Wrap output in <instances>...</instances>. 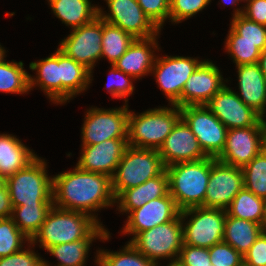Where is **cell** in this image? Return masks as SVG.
Instances as JSON below:
<instances>
[{
	"label": "cell",
	"mask_w": 266,
	"mask_h": 266,
	"mask_svg": "<svg viewBox=\"0 0 266 266\" xmlns=\"http://www.w3.org/2000/svg\"><path fill=\"white\" fill-rule=\"evenodd\" d=\"M243 187L242 168L225 164L212 157L204 208L226 210Z\"/></svg>",
	"instance_id": "obj_12"
},
{
	"label": "cell",
	"mask_w": 266,
	"mask_h": 266,
	"mask_svg": "<svg viewBox=\"0 0 266 266\" xmlns=\"http://www.w3.org/2000/svg\"><path fill=\"white\" fill-rule=\"evenodd\" d=\"M211 0H170L169 18L175 23L204 9Z\"/></svg>",
	"instance_id": "obj_40"
},
{
	"label": "cell",
	"mask_w": 266,
	"mask_h": 266,
	"mask_svg": "<svg viewBox=\"0 0 266 266\" xmlns=\"http://www.w3.org/2000/svg\"><path fill=\"white\" fill-rule=\"evenodd\" d=\"M10 195L6 185L0 189V219L10 218L12 215Z\"/></svg>",
	"instance_id": "obj_47"
},
{
	"label": "cell",
	"mask_w": 266,
	"mask_h": 266,
	"mask_svg": "<svg viewBox=\"0 0 266 266\" xmlns=\"http://www.w3.org/2000/svg\"><path fill=\"white\" fill-rule=\"evenodd\" d=\"M231 26L238 34V41L266 42V26L251 21L243 15L234 16Z\"/></svg>",
	"instance_id": "obj_38"
},
{
	"label": "cell",
	"mask_w": 266,
	"mask_h": 266,
	"mask_svg": "<svg viewBox=\"0 0 266 266\" xmlns=\"http://www.w3.org/2000/svg\"><path fill=\"white\" fill-rule=\"evenodd\" d=\"M135 40L121 28L102 20V55L109 59L111 65L116 62Z\"/></svg>",
	"instance_id": "obj_32"
},
{
	"label": "cell",
	"mask_w": 266,
	"mask_h": 266,
	"mask_svg": "<svg viewBox=\"0 0 266 266\" xmlns=\"http://www.w3.org/2000/svg\"><path fill=\"white\" fill-rule=\"evenodd\" d=\"M127 147V139H108L95 145L83 146L77 166L85 171L112 177Z\"/></svg>",
	"instance_id": "obj_20"
},
{
	"label": "cell",
	"mask_w": 266,
	"mask_h": 266,
	"mask_svg": "<svg viewBox=\"0 0 266 266\" xmlns=\"http://www.w3.org/2000/svg\"><path fill=\"white\" fill-rule=\"evenodd\" d=\"M168 266H182L178 261H172Z\"/></svg>",
	"instance_id": "obj_51"
},
{
	"label": "cell",
	"mask_w": 266,
	"mask_h": 266,
	"mask_svg": "<svg viewBox=\"0 0 266 266\" xmlns=\"http://www.w3.org/2000/svg\"><path fill=\"white\" fill-rule=\"evenodd\" d=\"M211 166L212 157H207L166 167L169 194L181 211L191 207H204Z\"/></svg>",
	"instance_id": "obj_2"
},
{
	"label": "cell",
	"mask_w": 266,
	"mask_h": 266,
	"mask_svg": "<svg viewBox=\"0 0 266 266\" xmlns=\"http://www.w3.org/2000/svg\"><path fill=\"white\" fill-rule=\"evenodd\" d=\"M143 12L160 29L164 20L169 18L170 0H136Z\"/></svg>",
	"instance_id": "obj_42"
},
{
	"label": "cell",
	"mask_w": 266,
	"mask_h": 266,
	"mask_svg": "<svg viewBox=\"0 0 266 266\" xmlns=\"http://www.w3.org/2000/svg\"><path fill=\"white\" fill-rule=\"evenodd\" d=\"M96 237L108 240L109 233L100 224L84 239L79 241L62 243L47 249L52 255L60 260L58 266H83L88 253L90 243Z\"/></svg>",
	"instance_id": "obj_27"
},
{
	"label": "cell",
	"mask_w": 266,
	"mask_h": 266,
	"mask_svg": "<svg viewBox=\"0 0 266 266\" xmlns=\"http://www.w3.org/2000/svg\"><path fill=\"white\" fill-rule=\"evenodd\" d=\"M53 179V206L88 214L115 201L112 180L108 175L85 171L76 166L73 172L58 174ZM56 203V204H55Z\"/></svg>",
	"instance_id": "obj_1"
},
{
	"label": "cell",
	"mask_w": 266,
	"mask_h": 266,
	"mask_svg": "<svg viewBox=\"0 0 266 266\" xmlns=\"http://www.w3.org/2000/svg\"><path fill=\"white\" fill-rule=\"evenodd\" d=\"M263 230L261 224L226 215L223 241L244 256Z\"/></svg>",
	"instance_id": "obj_26"
},
{
	"label": "cell",
	"mask_w": 266,
	"mask_h": 266,
	"mask_svg": "<svg viewBox=\"0 0 266 266\" xmlns=\"http://www.w3.org/2000/svg\"><path fill=\"white\" fill-rule=\"evenodd\" d=\"M110 14L103 15L99 9V17L107 23L126 31L135 39L156 36L160 30L143 12L136 0H106Z\"/></svg>",
	"instance_id": "obj_14"
},
{
	"label": "cell",
	"mask_w": 266,
	"mask_h": 266,
	"mask_svg": "<svg viewBox=\"0 0 266 266\" xmlns=\"http://www.w3.org/2000/svg\"><path fill=\"white\" fill-rule=\"evenodd\" d=\"M37 156L16 137L0 135V176L7 178L25 168Z\"/></svg>",
	"instance_id": "obj_25"
},
{
	"label": "cell",
	"mask_w": 266,
	"mask_h": 266,
	"mask_svg": "<svg viewBox=\"0 0 266 266\" xmlns=\"http://www.w3.org/2000/svg\"><path fill=\"white\" fill-rule=\"evenodd\" d=\"M210 262L215 266H242L243 256L224 241L209 248Z\"/></svg>",
	"instance_id": "obj_39"
},
{
	"label": "cell",
	"mask_w": 266,
	"mask_h": 266,
	"mask_svg": "<svg viewBox=\"0 0 266 266\" xmlns=\"http://www.w3.org/2000/svg\"><path fill=\"white\" fill-rule=\"evenodd\" d=\"M158 152L165 167L179 162L197 161L208 157L182 118L177 121Z\"/></svg>",
	"instance_id": "obj_17"
},
{
	"label": "cell",
	"mask_w": 266,
	"mask_h": 266,
	"mask_svg": "<svg viewBox=\"0 0 266 266\" xmlns=\"http://www.w3.org/2000/svg\"><path fill=\"white\" fill-rule=\"evenodd\" d=\"M226 47L236 65L240 66L258 63L261 51L266 48V42L238 41V34L230 28Z\"/></svg>",
	"instance_id": "obj_34"
},
{
	"label": "cell",
	"mask_w": 266,
	"mask_h": 266,
	"mask_svg": "<svg viewBox=\"0 0 266 266\" xmlns=\"http://www.w3.org/2000/svg\"><path fill=\"white\" fill-rule=\"evenodd\" d=\"M29 74L23 70V63H0V91L7 93H24L30 90Z\"/></svg>",
	"instance_id": "obj_35"
},
{
	"label": "cell",
	"mask_w": 266,
	"mask_h": 266,
	"mask_svg": "<svg viewBox=\"0 0 266 266\" xmlns=\"http://www.w3.org/2000/svg\"><path fill=\"white\" fill-rule=\"evenodd\" d=\"M239 98L262 117L266 105V78L258 63L237 66Z\"/></svg>",
	"instance_id": "obj_21"
},
{
	"label": "cell",
	"mask_w": 266,
	"mask_h": 266,
	"mask_svg": "<svg viewBox=\"0 0 266 266\" xmlns=\"http://www.w3.org/2000/svg\"><path fill=\"white\" fill-rule=\"evenodd\" d=\"M205 106L227 129L255 126L263 117L224 86Z\"/></svg>",
	"instance_id": "obj_16"
},
{
	"label": "cell",
	"mask_w": 266,
	"mask_h": 266,
	"mask_svg": "<svg viewBox=\"0 0 266 266\" xmlns=\"http://www.w3.org/2000/svg\"><path fill=\"white\" fill-rule=\"evenodd\" d=\"M244 188L266 199V147L242 167Z\"/></svg>",
	"instance_id": "obj_33"
},
{
	"label": "cell",
	"mask_w": 266,
	"mask_h": 266,
	"mask_svg": "<svg viewBox=\"0 0 266 266\" xmlns=\"http://www.w3.org/2000/svg\"><path fill=\"white\" fill-rule=\"evenodd\" d=\"M30 69L37 70L38 79L29 76L30 89L37 83L52 101L61 103V79L59 73V49L50 57L30 63ZM35 82V83H34Z\"/></svg>",
	"instance_id": "obj_29"
},
{
	"label": "cell",
	"mask_w": 266,
	"mask_h": 266,
	"mask_svg": "<svg viewBox=\"0 0 266 266\" xmlns=\"http://www.w3.org/2000/svg\"><path fill=\"white\" fill-rule=\"evenodd\" d=\"M201 62L189 57H165L156 59L152 69L160 88L171 104L181 108L182 89Z\"/></svg>",
	"instance_id": "obj_15"
},
{
	"label": "cell",
	"mask_w": 266,
	"mask_h": 266,
	"mask_svg": "<svg viewBox=\"0 0 266 266\" xmlns=\"http://www.w3.org/2000/svg\"><path fill=\"white\" fill-rule=\"evenodd\" d=\"M129 113L126 105L111 110L90 109L82 128L83 146L95 145L108 139H128Z\"/></svg>",
	"instance_id": "obj_11"
},
{
	"label": "cell",
	"mask_w": 266,
	"mask_h": 266,
	"mask_svg": "<svg viewBox=\"0 0 266 266\" xmlns=\"http://www.w3.org/2000/svg\"><path fill=\"white\" fill-rule=\"evenodd\" d=\"M180 212L174 198L168 193L164 197L151 200L132 210L123 232L136 235L176 219Z\"/></svg>",
	"instance_id": "obj_18"
},
{
	"label": "cell",
	"mask_w": 266,
	"mask_h": 266,
	"mask_svg": "<svg viewBox=\"0 0 266 266\" xmlns=\"http://www.w3.org/2000/svg\"><path fill=\"white\" fill-rule=\"evenodd\" d=\"M45 164L36 157L25 168L5 178L12 208L22 204H53V179L46 174Z\"/></svg>",
	"instance_id": "obj_6"
},
{
	"label": "cell",
	"mask_w": 266,
	"mask_h": 266,
	"mask_svg": "<svg viewBox=\"0 0 266 266\" xmlns=\"http://www.w3.org/2000/svg\"><path fill=\"white\" fill-rule=\"evenodd\" d=\"M5 185V178L0 176V189Z\"/></svg>",
	"instance_id": "obj_52"
},
{
	"label": "cell",
	"mask_w": 266,
	"mask_h": 266,
	"mask_svg": "<svg viewBox=\"0 0 266 266\" xmlns=\"http://www.w3.org/2000/svg\"><path fill=\"white\" fill-rule=\"evenodd\" d=\"M55 15L66 25L81 27L99 16V8L92 6L89 0H49Z\"/></svg>",
	"instance_id": "obj_28"
},
{
	"label": "cell",
	"mask_w": 266,
	"mask_h": 266,
	"mask_svg": "<svg viewBox=\"0 0 266 266\" xmlns=\"http://www.w3.org/2000/svg\"><path fill=\"white\" fill-rule=\"evenodd\" d=\"M111 74L117 75V77L119 76V79H120L117 81L116 86L113 81L112 82L108 81L110 83L108 85H109V91L112 94V97L124 98L132 94L134 90V86L131 81L130 82L128 81L129 80V78H127V76H129L128 74L124 73L121 70H118L113 64H112Z\"/></svg>",
	"instance_id": "obj_46"
},
{
	"label": "cell",
	"mask_w": 266,
	"mask_h": 266,
	"mask_svg": "<svg viewBox=\"0 0 266 266\" xmlns=\"http://www.w3.org/2000/svg\"><path fill=\"white\" fill-rule=\"evenodd\" d=\"M222 1H225L226 3H229V4H234V3H236V2H238V1H240V0H230V1H228L227 2V0H222Z\"/></svg>",
	"instance_id": "obj_53"
},
{
	"label": "cell",
	"mask_w": 266,
	"mask_h": 266,
	"mask_svg": "<svg viewBox=\"0 0 266 266\" xmlns=\"http://www.w3.org/2000/svg\"><path fill=\"white\" fill-rule=\"evenodd\" d=\"M130 243L147 259L156 263L157 259L177 256L183 245V224L179 215L165 224L137 233ZM177 254V255H176Z\"/></svg>",
	"instance_id": "obj_7"
},
{
	"label": "cell",
	"mask_w": 266,
	"mask_h": 266,
	"mask_svg": "<svg viewBox=\"0 0 266 266\" xmlns=\"http://www.w3.org/2000/svg\"><path fill=\"white\" fill-rule=\"evenodd\" d=\"M98 225L99 222L91 214L53 206L40 229L29 242L33 244L39 237L41 246L47 250L54 245L84 239Z\"/></svg>",
	"instance_id": "obj_3"
},
{
	"label": "cell",
	"mask_w": 266,
	"mask_h": 266,
	"mask_svg": "<svg viewBox=\"0 0 266 266\" xmlns=\"http://www.w3.org/2000/svg\"><path fill=\"white\" fill-rule=\"evenodd\" d=\"M52 207L53 204H22L13 207L11 218L19 230L31 240L42 226ZM15 213L18 215L15 216Z\"/></svg>",
	"instance_id": "obj_31"
},
{
	"label": "cell",
	"mask_w": 266,
	"mask_h": 266,
	"mask_svg": "<svg viewBox=\"0 0 266 266\" xmlns=\"http://www.w3.org/2000/svg\"><path fill=\"white\" fill-rule=\"evenodd\" d=\"M265 147L266 128L262 118L255 126L228 129L225 147L216 159L242 168Z\"/></svg>",
	"instance_id": "obj_10"
},
{
	"label": "cell",
	"mask_w": 266,
	"mask_h": 266,
	"mask_svg": "<svg viewBox=\"0 0 266 266\" xmlns=\"http://www.w3.org/2000/svg\"><path fill=\"white\" fill-rule=\"evenodd\" d=\"M195 214L183 227V244L211 248L223 241L226 210L191 207L180 212L181 218Z\"/></svg>",
	"instance_id": "obj_8"
},
{
	"label": "cell",
	"mask_w": 266,
	"mask_h": 266,
	"mask_svg": "<svg viewBox=\"0 0 266 266\" xmlns=\"http://www.w3.org/2000/svg\"><path fill=\"white\" fill-rule=\"evenodd\" d=\"M156 108L128 117V146L156 149L163 144L177 121L181 118L180 108Z\"/></svg>",
	"instance_id": "obj_4"
},
{
	"label": "cell",
	"mask_w": 266,
	"mask_h": 266,
	"mask_svg": "<svg viewBox=\"0 0 266 266\" xmlns=\"http://www.w3.org/2000/svg\"><path fill=\"white\" fill-rule=\"evenodd\" d=\"M247 266H266V230L257 237L255 243L243 256Z\"/></svg>",
	"instance_id": "obj_43"
},
{
	"label": "cell",
	"mask_w": 266,
	"mask_h": 266,
	"mask_svg": "<svg viewBox=\"0 0 266 266\" xmlns=\"http://www.w3.org/2000/svg\"><path fill=\"white\" fill-rule=\"evenodd\" d=\"M4 54H5V51L2 49V47H0V63H2L4 61Z\"/></svg>",
	"instance_id": "obj_50"
},
{
	"label": "cell",
	"mask_w": 266,
	"mask_h": 266,
	"mask_svg": "<svg viewBox=\"0 0 266 266\" xmlns=\"http://www.w3.org/2000/svg\"><path fill=\"white\" fill-rule=\"evenodd\" d=\"M61 79V103L85 90L91 79V71L59 50Z\"/></svg>",
	"instance_id": "obj_24"
},
{
	"label": "cell",
	"mask_w": 266,
	"mask_h": 266,
	"mask_svg": "<svg viewBox=\"0 0 266 266\" xmlns=\"http://www.w3.org/2000/svg\"><path fill=\"white\" fill-rule=\"evenodd\" d=\"M263 229L266 230V199L264 203Z\"/></svg>",
	"instance_id": "obj_49"
},
{
	"label": "cell",
	"mask_w": 266,
	"mask_h": 266,
	"mask_svg": "<svg viewBox=\"0 0 266 266\" xmlns=\"http://www.w3.org/2000/svg\"><path fill=\"white\" fill-rule=\"evenodd\" d=\"M180 112L203 152L217 158L226 144L228 129L224 124L205 105H187L181 107Z\"/></svg>",
	"instance_id": "obj_9"
},
{
	"label": "cell",
	"mask_w": 266,
	"mask_h": 266,
	"mask_svg": "<svg viewBox=\"0 0 266 266\" xmlns=\"http://www.w3.org/2000/svg\"><path fill=\"white\" fill-rule=\"evenodd\" d=\"M0 266H49L33 251L21 250L17 253L0 258Z\"/></svg>",
	"instance_id": "obj_44"
},
{
	"label": "cell",
	"mask_w": 266,
	"mask_h": 266,
	"mask_svg": "<svg viewBox=\"0 0 266 266\" xmlns=\"http://www.w3.org/2000/svg\"><path fill=\"white\" fill-rule=\"evenodd\" d=\"M96 262L99 266H157L141 254L130 242L121 252L99 251Z\"/></svg>",
	"instance_id": "obj_36"
},
{
	"label": "cell",
	"mask_w": 266,
	"mask_h": 266,
	"mask_svg": "<svg viewBox=\"0 0 266 266\" xmlns=\"http://www.w3.org/2000/svg\"><path fill=\"white\" fill-rule=\"evenodd\" d=\"M169 193V177L166 169L158 176L148 179L145 183L123 190L115 200L120 201L118 206L121 212H131L147 202L164 197Z\"/></svg>",
	"instance_id": "obj_22"
},
{
	"label": "cell",
	"mask_w": 266,
	"mask_h": 266,
	"mask_svg": "<svg viewBox=\"0 0 266 266\" xmlns=\"http://www.w3.org/2000/svg\"><path fill=\"white\" fill-rule=\"evenodd\" d=\"M265 200L242 188L226 209V215L249 220L263 227Z\"/></svg>",
	"instance_id": "obj_30"
},
{
	"label": "cell",
	"mask_w": 266,
	"mask_h": 266,
	"mask_svg": "<svg viewBox=\"0 0 266 266\" xmlns=\"http://www.w3.org/2000/svg\"><path fill=\"white\" fill-rule=\"evenodd\" d=\"M222 80L219 69L212 62H201L182 89L181 107L205 105L225 86Z\"/></svg>",
	"instance_id": "obj_19"
},
{
	"label": "cell",
	"mask_w": 266,
	"mask_h": 266,
	"mask_svg": "<svg viewBox=\"0 0 266 266\" xmlns=\"http://www.w3.org/2000/svg\"><path fill=\"white\" fill-rule=\"evenodd\" d=\"M24 238L30 241L11 217L0 219V258L21 251Z\"/></svg>",
	"instance_id": "obj_37"
},
{
	"label": "cell",
	"mask_w": 266,
	"mask_h": 266,
	"mask_svg": "<svg viewBox=\"0 0 266 266\" xmlns=\"http://www.w3.org/2000/svg\"><path fill=\"white\" fill-rule=\"evenodd\" d=\"M177 261L182 266H209V248L183 244Z\"/></svg>",
	"instance_id": "obj_41"
},
{
	"label": "cell",
	"mask_w": 266,
	"mask_h": 266,
	"mask_svg": "<svg viewBox=\"0 0 266 266\" xmlns=\"http://www.w3.org/2000/svg\"><path fill=\"white\" fill-rule=\"evenodd\" d=\"M101 43L102 19L97 16L90 23L74 28L58 49L92 71L94 63L102 55Z\"/></svg>",
	"instance_id": "obj_13"
},
{
	"label": "cell",
	"mask_w": 266,
	"mask_h": 266,
	"mask_svg": "<svg viewBox=\"0 0 266 266\" xmlns=\"http://www.w3.org/2000/svg\"><path fill=\"white\" fill-rule=\"evenodd\" d=\"M249 1L247 4L246 11L237 9L234 16L243 15L247 19L254 21L260 25L266 26V0H246Z\"/></svg>",
	"instance_id": "obj_45"
},
{
	"label": "cell",
	"mask_w": 266,
	"mask_h": 266,
	"mask_svg": "<svg viewBox=\"0 0 266 266\" xmlns=\"http://www.w3.org/2000/svg\"><path fill=\"white\" fill-rule=\"evenodd\" d=\"M258 64L261 68L262 73L264 74L266 78V48L263 51H261Z\"/></svg>",
	"instance_id": "obj_48"
},
{
	"label": "cell",
	"mask_w": 266,
	"mask_h": 266,
	"mask_svg": "<svg viewBox=\"0 0 266 266\" xmlns=\"http://www.w3.org/2000/svg\"><path fill=\"white\" fill-rule=\"evenodd\" d=\"M111 177L115 198L126 189L137 187L160 175L165 169L158 150L128 146Z\"/></svg>",
	"instance_id": "obj_5"
},
{
	"label": "cell",
	"mask_w": 266,
	"mask_h": 266,
	"mask_svg": "<svg viewBox=\"0 0 266 266\" xmlns=\"http://www.w3.org/2000/svg\"><path fill=\"white\" fill-rule=\"evenodd\" d=\"M156 37L135 39L127 51L113 65L118 69L128 74L130 78H138L151 72L154 65V56L150 46L157 47L155 44Z\"/></svg>",
	"instance_id": "obj_23"
}]
</instances>
